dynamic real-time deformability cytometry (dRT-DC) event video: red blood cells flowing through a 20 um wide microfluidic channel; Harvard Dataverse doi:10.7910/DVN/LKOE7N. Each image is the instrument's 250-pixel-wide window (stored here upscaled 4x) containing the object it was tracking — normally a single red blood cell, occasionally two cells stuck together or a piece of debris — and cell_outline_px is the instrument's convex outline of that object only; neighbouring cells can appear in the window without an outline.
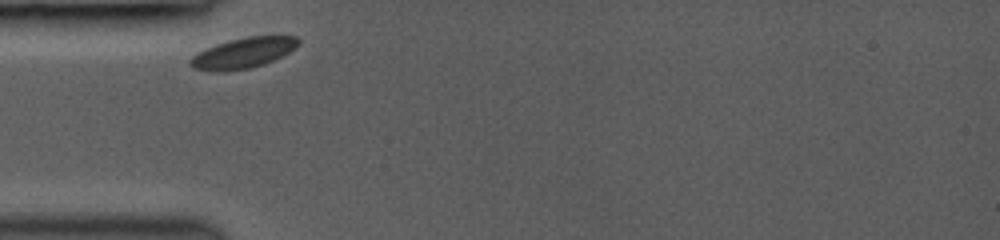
{"species": "common noctule bat (a hibernating species)", "species_latin": "Nyctalus noctula", "temperature_condition": "room temperature", "stored_images_in_passage": 4, "camera_frame_rate_fps": 3000, "um_per_image_px": 0.085, "animal": {"sex": "female", "body_mass_g": 19.0, "forearm_length_mm": 53.3}, "frame": {"image": 1, "passage_image": 1, "time_ms": 0.0, "image_size_px": [1000, 240], "cell_outline_px": [[300, 44], [288, 52], [264, 64], [252, 68], [224, 72], [212, 72], [196, 68], [188, 64], [188, 60], [196, 52], [216, 44], [244, 36], [296, 36], [300, 40]], "centroid_in_image_um": [20.63, 4.51], "position_along_channel_um": 64.4, "area_um2": 19.36}}
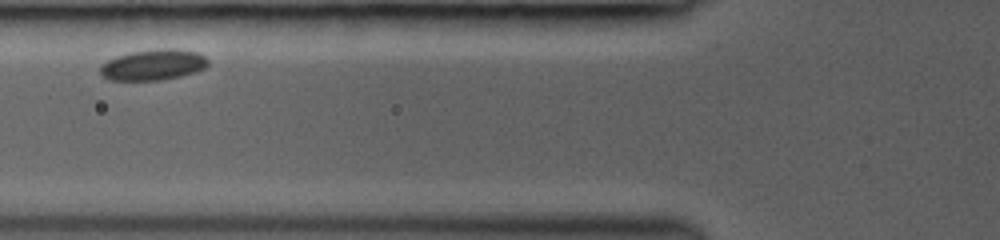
{"frame": {"image": 2, "passage_image": 3, "time_ms": 1.333, "image_size_px": [1000, 240], "cell_outline_px": [[208, 64], [204, 68], [196, 72], [164, 80], [108, 80], [100, 72], [100, 64], [116, 56], [132, 52], [160, 48], [176, 48], [200, 52], [208, 60]], "centroid_in_image_um": [13.05, 5.5], "position_along_channel_um": 112.8, "area_um2": 19.54}}